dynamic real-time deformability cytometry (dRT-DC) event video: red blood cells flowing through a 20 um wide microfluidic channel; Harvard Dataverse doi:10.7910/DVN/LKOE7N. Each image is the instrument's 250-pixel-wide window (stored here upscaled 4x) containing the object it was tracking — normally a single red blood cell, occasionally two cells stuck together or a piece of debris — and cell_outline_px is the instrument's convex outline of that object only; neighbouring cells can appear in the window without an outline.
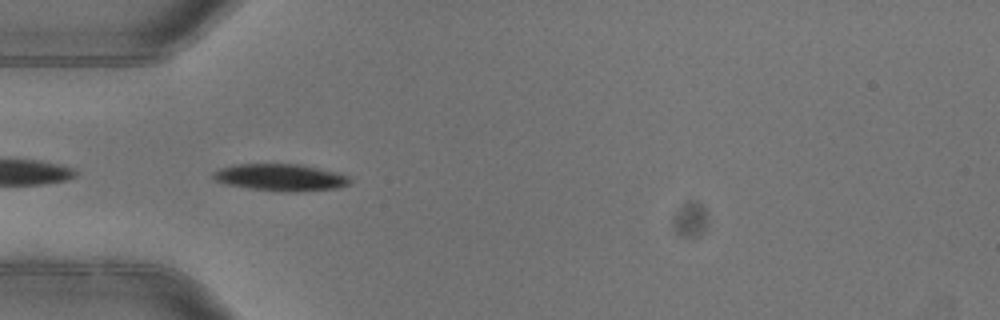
{"species": "common noctule bat (a hibernating species)", "species_latin": "Nyctalus noctula", "temperature_condition": "warm", "stored_images_in_passage": 6, "camera_frame_rate_fps": 3000, "um_per_image_px": 0.085, "animal": {"sex": "female"}, "frame": {"image": 1, "passage_image": 5, "time_ms": 1.333, "image_size_px": [1000, 320], "cell_outline_px": [[352, 180], [348, 184], [340, 188], [296, 192], [288, 192], [248, 188], [228, 184], [212, 180], [212, 172], [220, 168], [232, 164], [300, 164], [340, 172], [348, 176]], "centroid_in_image_um": [23.86, 15.07], "position_along_channel_um": 61.1, "area_um2": 21.79}}